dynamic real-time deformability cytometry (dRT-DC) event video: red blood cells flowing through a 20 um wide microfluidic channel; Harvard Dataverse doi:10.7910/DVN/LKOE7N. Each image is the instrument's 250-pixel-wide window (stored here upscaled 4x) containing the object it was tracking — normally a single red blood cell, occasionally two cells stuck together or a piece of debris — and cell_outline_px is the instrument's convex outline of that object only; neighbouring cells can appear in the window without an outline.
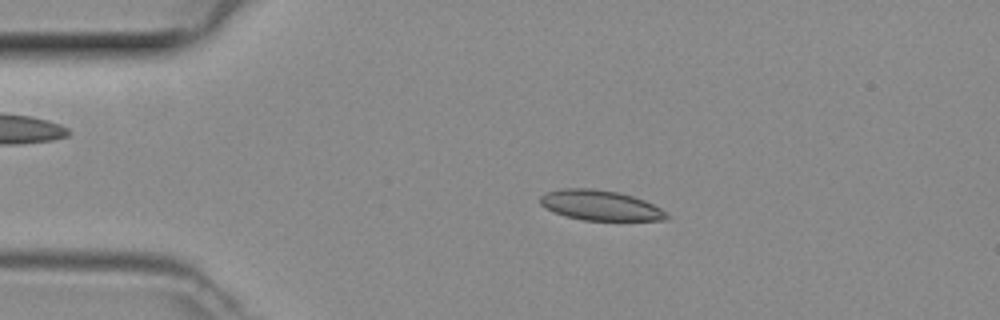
{"species": "common noctule bat (a hibernating species)", "species_latin": "Nyctalus noctula", "temperature_condition": "room temperature", "stored_images_in_passage": 39, "camera_frame_rate_fps": 3000, "um_per_image_px": 0.085, "animal": {"sex": "female", "body_mass_g": 29.2, "forearm_length_mm": 56.3}, "frame": {"image": 1, "passage_image": 1, "time_ms": 0.0, "image_size_px": [1000, 320], "cell_outline_px": [[668, 220], [584, 220], [564, 216], [552, 212], [544, 208], [540, 204], [540, 196], [544, 192], [564, 188], [592, 188], [620, 192], [644, 200], [660, 208], [668, 216]], "centroid_in_image_um": [50.96, 17.45], "position_along_channel_um": 34.0, "area_um2": 22.31}}
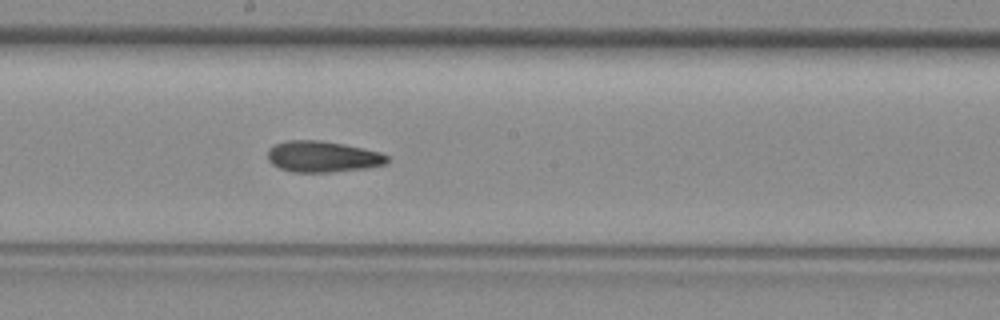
{"frame": {"image": 2, "passage_image": 17, "time_ms": 5.333, "image_size_px": [1000, 320], "cell_outline_px": [[388, 160], [384, 164], [364, 168], [332, 172], [292, 172], [280, 168], [272, 164], [268, 160], [268, 148], [276, 144], [288, 140], [320, 140], [344, 144], [364, 148], [380, 152], [388, 156]], "centroid_in_image_um": [27.4, 13.31], "position_along_channel_um": 220.8, "area_um2": 21.62}}
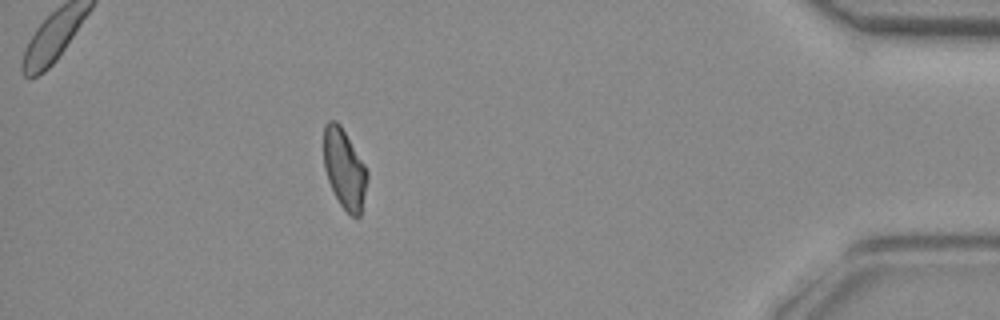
{"frame": {"image": 3, "passage_image": 34, "time_ms": 11.0, "image_size_px": [1000, 320], "cell_outline_px": [[368, 176], [360, 216], [352, 216], [340, 204], [328, 180], [324, 168], [324, 124], [328, 120], [336, 120], [340, 124], [364, 164], [368, 172]], "centroid_in_image_um": [29.26, 14.32], "position_along_channel_um": 405.9, "area_um2": 19.88}}